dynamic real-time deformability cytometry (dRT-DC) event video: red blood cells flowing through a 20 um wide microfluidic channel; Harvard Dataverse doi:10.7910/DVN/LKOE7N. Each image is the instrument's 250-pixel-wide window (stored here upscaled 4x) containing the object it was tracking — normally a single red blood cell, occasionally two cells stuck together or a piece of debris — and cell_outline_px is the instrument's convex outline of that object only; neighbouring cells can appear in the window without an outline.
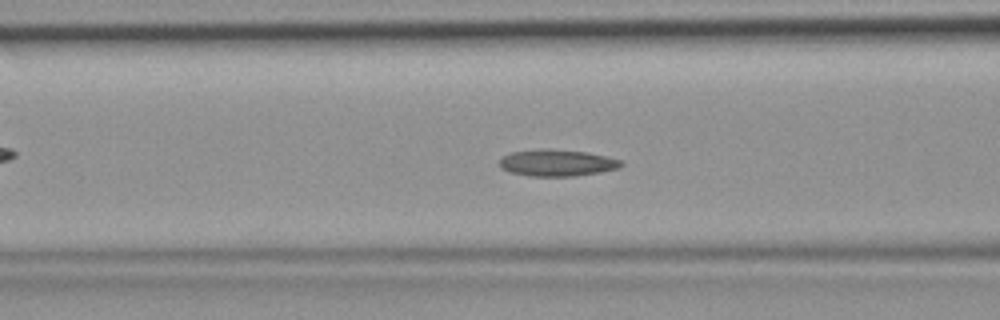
{"species": "common noctule bat (a hibernating species)", "species_latin": "Nyctalus noctula", "temperature_condition": "room temperature", "stored_images_in_passage": 38, "camera_frame_rate_fps": 3000, "um_per_image_px": 0.085, "animal": {"sex": "female", "body_mass_g": 19.9}, "frame": {"image": 1, "passage_image": 10, "time_ms": 3.0, "image_size_px": [1000, 320], "cell_outline_px": [[624, 164], [620, 168], [600, 172], [576, 176], [528, 176], [508, 172], [500, 168], [500, 160], [504, 156], [512, 152], [544, 148], [548, 148], [588, 152], [624, 160]], "centroid_in_image_um": [47.38, 13.84], "position_along_channel_um": 119.2, "area_um2": 19.19}}
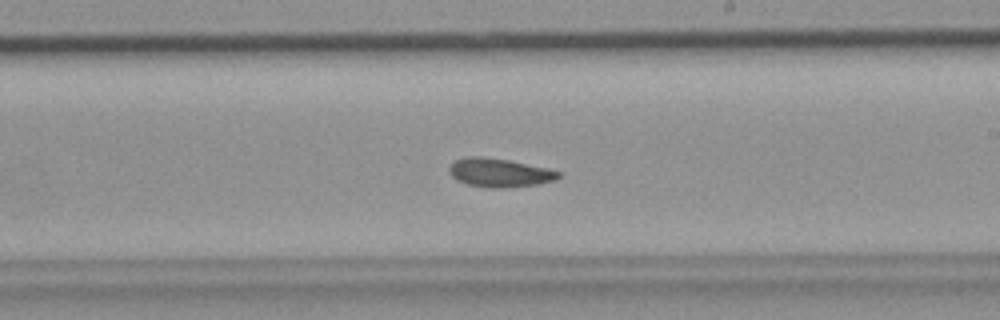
{"frame": {"image": 2, "passage_image": 19, "time_ms": 6.0, "image_size_px": [1000, 320], "cell_outline_px": [[560, 176], [556, 180], [536, 184], [504, 188], [488, 188], [468, 184], [452, 176], [448, 172], [448, 168], [456, 160], [468, 156], [480, 156], [508, 160], [544, 168], [560, 172]], "centroid_in_image_um": [42.43, 14.68], "position_along_channel_um": 246.6, "area_um2": 17.92}}
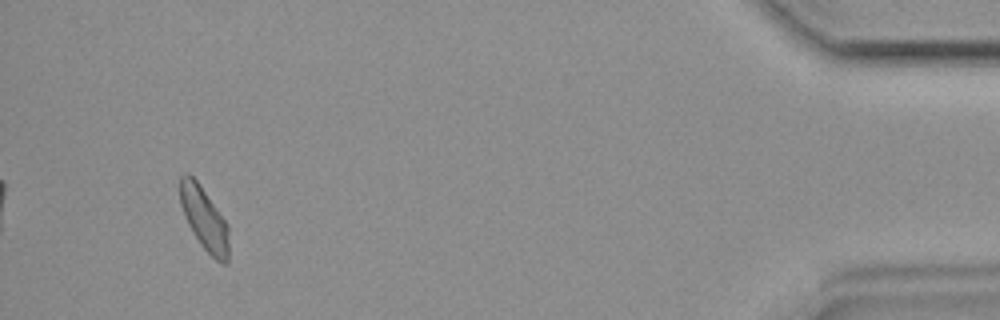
{"frame": {"image": 3, "passage_image": 36, "time_ms": 11.667, "image_size_px": [1000, 320], "cell_outline_px": [[228, 264], [224, 264], [216, 260], [200, 244], [192, 232], [188, 224], [180, 204], [180, 176], [184, 172], [188, 172], [200, 184], [228, 224]], "centroid_in_image_um": [17.35, 18.57], "position_along_channel_um": 417.8, "area_um2": 17.92}}